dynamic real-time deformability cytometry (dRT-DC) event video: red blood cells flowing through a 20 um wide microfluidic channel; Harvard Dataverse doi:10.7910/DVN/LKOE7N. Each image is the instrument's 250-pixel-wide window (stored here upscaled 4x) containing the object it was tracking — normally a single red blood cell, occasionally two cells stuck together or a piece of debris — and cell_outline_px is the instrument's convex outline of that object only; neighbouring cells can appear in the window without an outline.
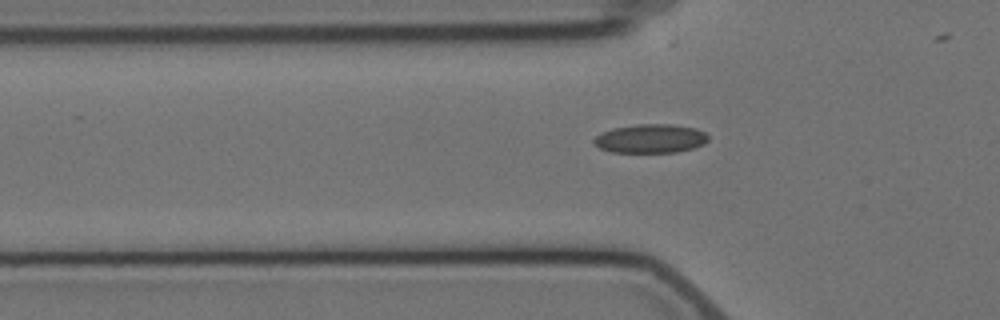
{"species": "Egyptian fruit bat (a non-hibernating species)", "species_latin": "Rousettus aegyptiacus", "temperature_condition": "cold", "stored_images_in_passage": 3, "camera_frame_rate_fps": 3000, "um_per_image_px": 0.085, "animal": {"sex": "female"}, "frame": {"image": 1, "passage_image": 3, "time_ms": 3.333, "image_size_px": [1000, 320], "cell_outline_px": [[708, 140], [704, 144], [692, 148], [676, 152], [612, 152], [600, 148], [592, 140], [600, 132], [612, 128], [636, 124], [672, 124], [696, 128], [704, 132], [708, 136]], "centroid_in_image_um": [55.28, 11.77], "position_along_channel_um": 70.5, "area_um2": 19.25}}